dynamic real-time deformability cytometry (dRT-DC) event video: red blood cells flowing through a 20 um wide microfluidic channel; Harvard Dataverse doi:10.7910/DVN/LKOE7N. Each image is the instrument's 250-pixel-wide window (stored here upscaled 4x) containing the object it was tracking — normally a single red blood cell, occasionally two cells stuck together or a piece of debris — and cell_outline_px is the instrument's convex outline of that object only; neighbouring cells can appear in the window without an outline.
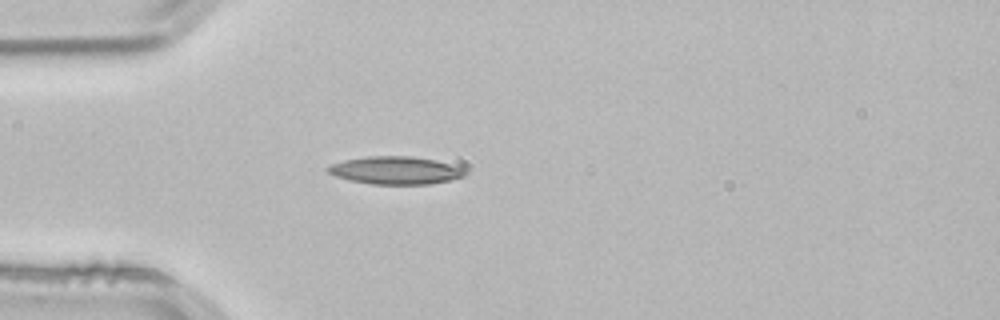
{"species": "common noctule bat (a hibernating species)", "species_latin": "Nyctalus noctula", "temperature_condition": "room temperature", "stored_images_in_passage": 39, "camera_frame_rate_fps": 3000, "um_per_image_px": 0.085, "animal": {"sex": "male", "body_mass_g": 21.5, "forearm_length_mm": 52.0}, "frame": {"image": 1, "passage_image": 1, "time_ms": 0.0, "image_size_px": [1000, 320], "cell_outline_px": [[468, 172], [464, 176], [452, 180], [428, 184], [372, 184], [348, 180], [336, 176], [328, 172], [324, 168], [328, 164], [344, 160], [368, 156], [412, 156], [436, 160], [460, 168]], "centroid_in_image_um": [33.56, 14.48], "position_along_channel_um": 51.4, "area_um2": 22.25}}
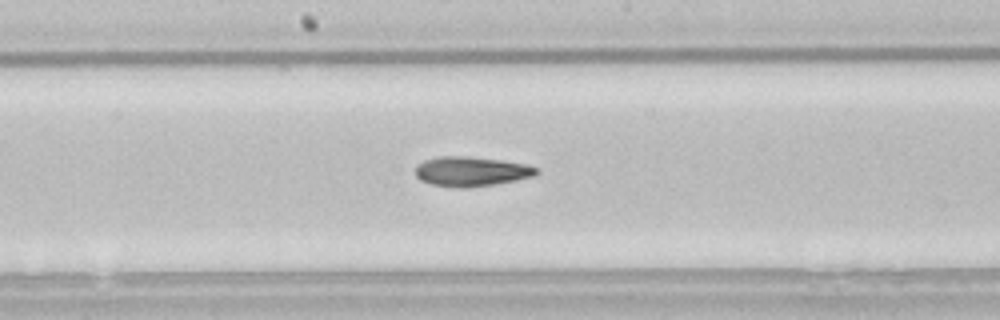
{"frame": {"image": 2, "passage_image": 14, "time_ms": 4.333, "image_size_px": [1000, 320], "cell_outline_px": [[536, 172], [532, 176], [516, 180], [492, 184], [464, 188], [456, 188], [432, 184], [420, 180], [416, 176], [416, 164], [424, 160], [440, 156], [468, 156], [500, 160], [528, 164], [536, 168]], "centroid_in_image_um": [39.99, 14.56], "position_along_channel_um": 208.2, "area_um2": 20.75}}
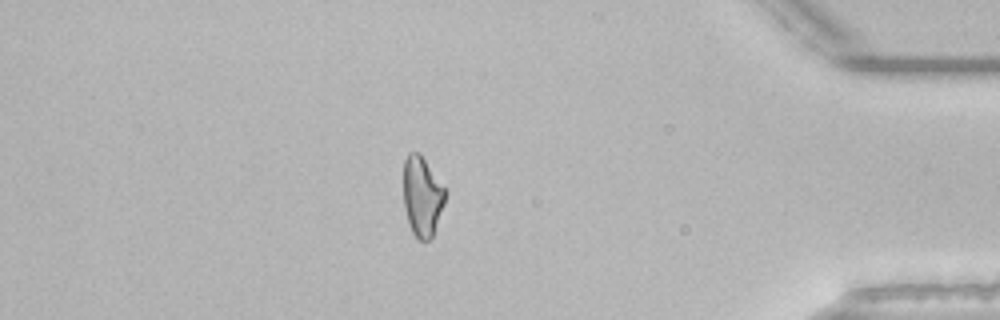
{"frame": {"image": 3, "passage_image": 32, "time_ms": 10.333, "image_size_px": [1000, 320], "cell_outline_px": [[444, 204], [432, 240], [416, 240], [408, 224], [404, 208], [404, 160], [408, 152], [420, 152], [444, 188]], "centroid_in_image_um": [35.86, 16.73], "position_along_channel_um": 399.3, "area_um2": 19.48}, "authors_computed_cell_mechanics": {"area_um2": 20.4034, "velocity_mm_per_s": 3.8398, "shape_relaxation_time_tau1_ms": null, "shape_relaxation_time_tau2_ms": 5.4403, "deformation_change_tau1": null, "deformation_change_tau2": 0.1623}}